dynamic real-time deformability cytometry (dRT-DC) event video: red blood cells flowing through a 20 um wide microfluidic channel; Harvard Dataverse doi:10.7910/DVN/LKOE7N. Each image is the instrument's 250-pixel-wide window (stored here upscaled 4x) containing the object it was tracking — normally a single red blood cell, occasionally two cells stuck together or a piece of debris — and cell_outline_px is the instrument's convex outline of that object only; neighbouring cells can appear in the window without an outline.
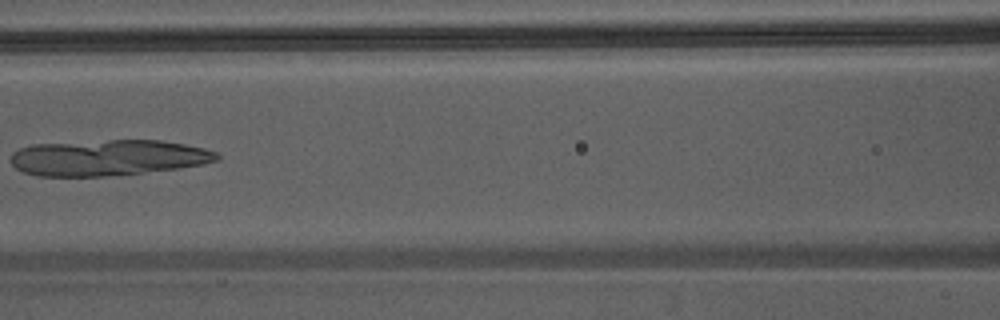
{"species": "Egyptian fruit bat (a non-hibernating species)", "species_latin": "Rousettus aegyptiacus", "temperature_condition": "warm", "stored_images_in_passage": 6, "camera_frame_rate_fps": 3000, "um_per_image_px": 0.085, "animal": {"sex": "male"}, "frame": {"image": 1, "passage_image": 5, "time_ms": 1.333, "image_size_px": [1000, 320], "cell_outline_px": [[220, 156], [216, 160], [204, 164], [180, 168], [144, 172], [104, 176], [36, 176], [24, 172], [16, 168], [12, 164], [12, 152], [20, 148], [32, 144], [108, 140], [160, 140], [184, 144], [204, 148], [216, 152]], "centroid_in_image_um": [9.17, 13.4], "position_along_channel_um": 157.4, "area_um2": 43.0}}